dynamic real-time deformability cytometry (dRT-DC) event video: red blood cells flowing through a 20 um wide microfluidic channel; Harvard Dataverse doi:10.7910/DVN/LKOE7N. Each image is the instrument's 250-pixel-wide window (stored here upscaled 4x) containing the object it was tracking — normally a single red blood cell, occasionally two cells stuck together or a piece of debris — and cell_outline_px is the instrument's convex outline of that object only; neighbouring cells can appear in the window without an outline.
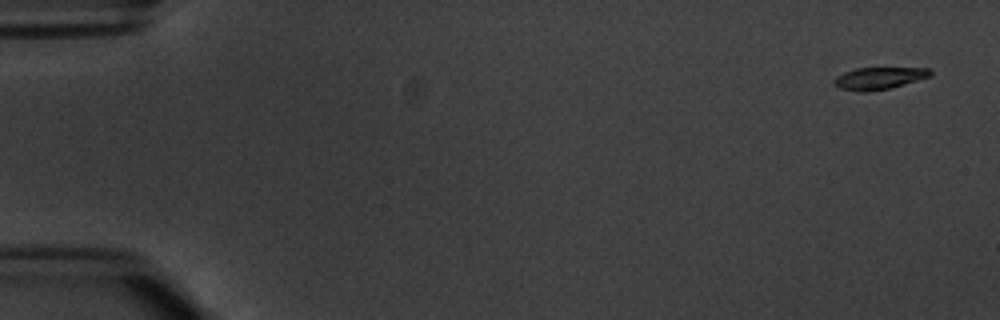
{"species": "common noctule bat (a hibernating species)", "species_latin": "Nyctalus noctula", "temperature_condition": "warm", "stored_images_in_passage": 4, "camera_frame_rate_fps": 3000, "um_per_image_px": 0.085, "animal": {"sex": "male", "body_mass_g": 20.1, "forearm_length_mm": 53.5}, "frame": {"image": 1, "passage_image": 1, "time_ms": 0.0, "image_size_px": [1000, 320], "cell_outline_px": [[932, 76], [904, 84], [888, 88], [868, 92], [864, 92], [840, 88], [832, 84], [832, 80], [836, 76], [844, 72], [856, 68], [928, 68], [932, 72]], "centroid_in_image_um": [74.68, 6.65], "position_along_channel_um": 10.3, "area_um2": 12.37}}
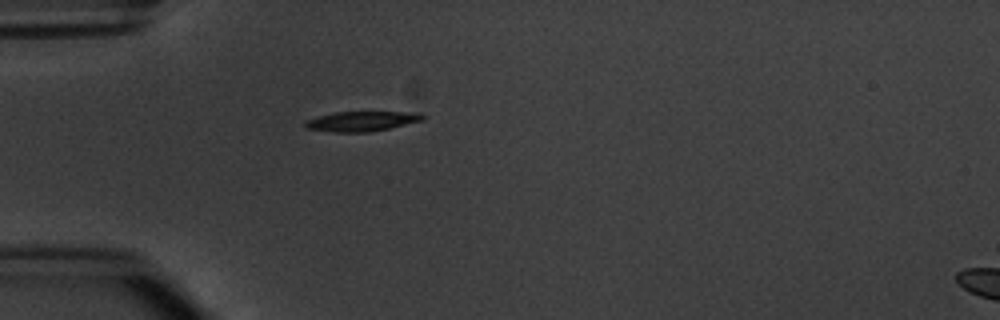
{"frame": {"image": 2, "passage_image": 4, "time_ms": 4.667, "image_size_px": [1000, 320], "cell_outline_px": [[424, 120], [388, 128], [368, 132], [336, 132], [308, 128], [304, 124], [304, 120], [332, 112], [420, 112], [424, 116]], "centroid_in_image_um": [30.74, 10.29], "position_along_channel_um": 54.3, "area_um2": 13.53}}